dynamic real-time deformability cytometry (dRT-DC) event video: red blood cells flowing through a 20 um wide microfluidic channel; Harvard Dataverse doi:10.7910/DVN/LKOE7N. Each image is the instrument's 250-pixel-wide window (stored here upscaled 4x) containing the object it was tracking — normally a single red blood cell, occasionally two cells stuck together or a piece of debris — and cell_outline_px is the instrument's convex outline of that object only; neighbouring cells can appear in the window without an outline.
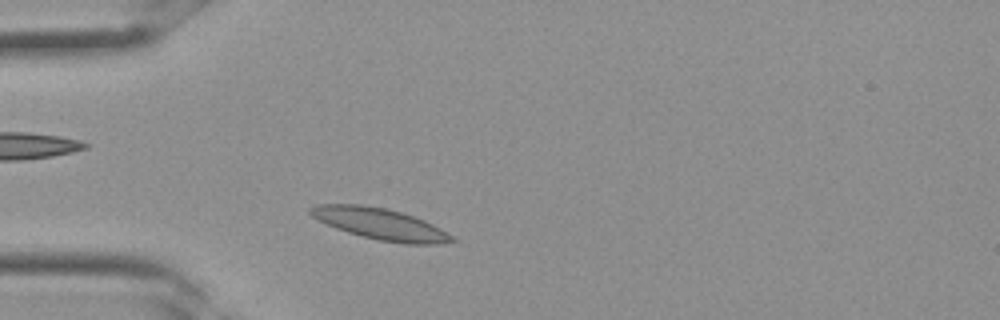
{"species": "Egyptian fruit bat (a non-hibernating species)", "species_latin": "Rousettus aegyptiacus", "temperature_condition": "room temperature", "stored_images_in_passage": 6, "camera_frame_rate_fps": 3000, "um_per_image_px": 0.085, "frame": {"image": 1, "passage_image": 3, "time_ms": 0.667, "image_size_px": [1000, 320], "cell_outline_px": [[460, 240], [436, 244], [404, 244], [380, 240], [348, 232], [336, 228], [312, 216], [308, 212], [308, 208], [316, 204], [360, 204], [384, 208], [400, 212], [424, 220], [440, 228]], "centroid_in_image_um": [32.34, 19.03], "position_along_channel_um": 52.7, "area_um2": 25.61}}
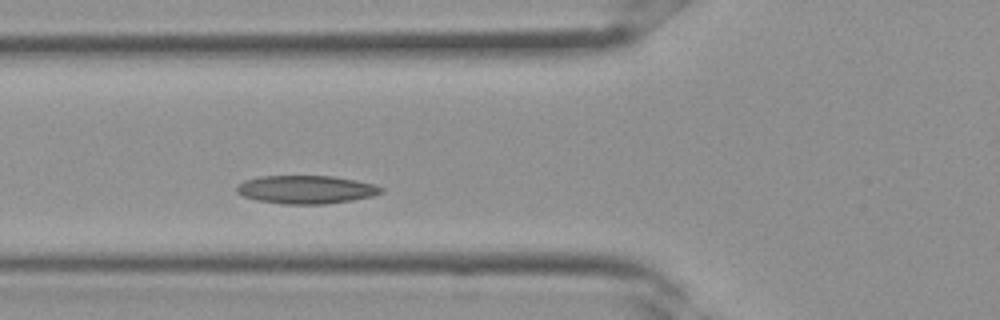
{"frame": {"image": 2, "passage_image": 6, "time_ms": 1.667, "image_size_px": [1000, 320], "cell_outline_px": [[384, 188], [380, 192], [372, 196], [352, 200], [324, 204], [284, 204], [256, 200], [244, 196], [236, 192], [236, 188], [244, 180], [260, 176], [332, 176], [356, 180], [372, 184]], "centroid_in_image_um": [25.99, 16.11], "position_along_channel_um": 99.8, "area_um2": 23.58}}